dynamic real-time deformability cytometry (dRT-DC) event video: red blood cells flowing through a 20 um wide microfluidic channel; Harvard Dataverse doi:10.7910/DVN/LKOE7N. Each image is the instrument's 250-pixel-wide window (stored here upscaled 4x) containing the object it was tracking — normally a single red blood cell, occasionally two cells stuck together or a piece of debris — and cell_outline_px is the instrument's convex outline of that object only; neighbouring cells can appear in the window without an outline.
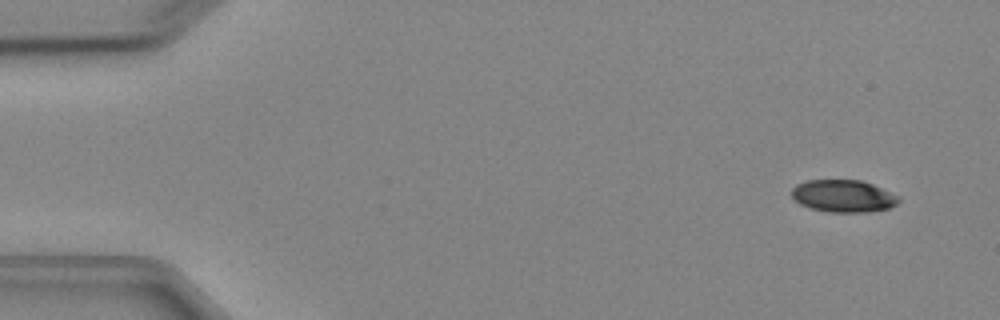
{"species": "Egyptian fruit bat (a non-hibernating species)", "species_latin": "Rousettus aegyptiacus", "temperature_condition": "cold", "stored_images_in_passage": 5, "camera_frame_rate_fps": 3000, "um_per_image_px": 0.085, "animal": {"sex": "female"}, "frame": {"image": 1, "passage_image": 2, "time_ms": 1.0, "image_size_px": [1000, 320], "cell_outline_px": [[900, 200], [896, 204], [888, 208], [864, 212], [828, 212], [812, 208], [800, 204], [792, 196], [792, 188], [796, 184], [804, 180], [860, 180], [872, 184], [900, 196]], "centroid_in_image_um": [71.67, 16.65], "position_along_channel_um": 13.3, "area_um2": 20.06}}
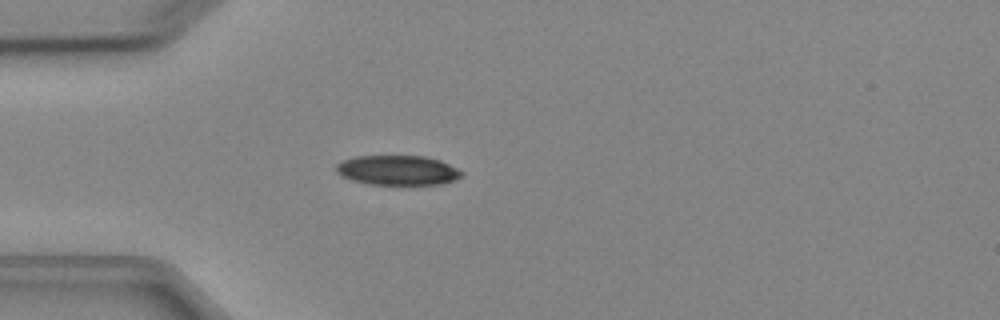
{"frame": {"image": 2, "passage_image": 5, "time_ms": 4.667, "image_size_px": [1000, 320], "cell_outline_px": [[464, 172], [456, 180], [440, 184], [372, 184], [352, 180], [336, 172], [336, 164], [344, 160], [356, 156], [424, 156], [440, 160]], "centroid_in_image_um": [33.81, 14.46], "position_along_channel_um": 51.2, "area_um2": 21.5}}